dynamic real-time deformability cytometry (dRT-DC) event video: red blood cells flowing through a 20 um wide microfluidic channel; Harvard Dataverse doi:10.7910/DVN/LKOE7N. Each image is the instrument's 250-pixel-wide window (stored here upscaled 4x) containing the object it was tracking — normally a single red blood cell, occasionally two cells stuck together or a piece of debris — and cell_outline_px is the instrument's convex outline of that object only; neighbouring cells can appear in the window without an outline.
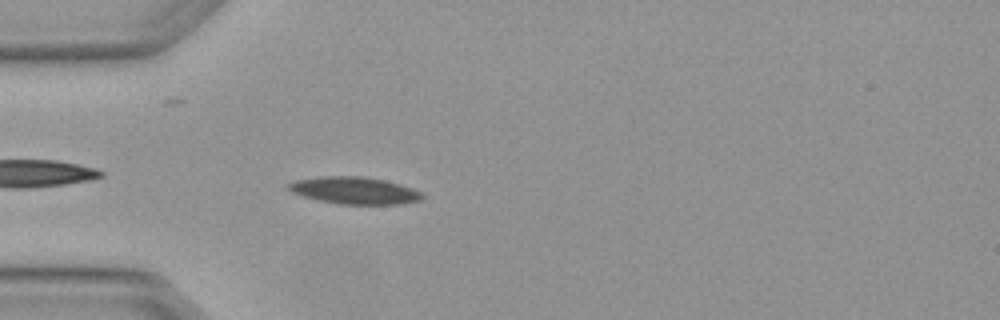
{"species": "Egyptian fruit bat (a non-hibernating species)", "species_latin": "Rousettus aegyptiacus", "temperature_condition": "warm", "stored_images_in_passage": 1, "camera_frame_rate_fps": 3000, "um_per_image_px": 0.085, "animal": {"sex": "female"}, "frame": {"image": 1, "passage_image": 1, "time_ms": 0.0, "image_size_px": [1000, 320], "cell_outline_px": [[424, 196], [420, 200], [396, 204], [340, 204], [320, 200], [304, 196], [292, 192], [288, 188], [288, 184], [296, 180], [320, 176], [364, 176], [384, 180], [400, 184], [412, 188], [420, 192]], "centroid_in_image_um": [30.13, 16.18], "position_along_channel_um": 54.9, "area_um2": 20.87}}